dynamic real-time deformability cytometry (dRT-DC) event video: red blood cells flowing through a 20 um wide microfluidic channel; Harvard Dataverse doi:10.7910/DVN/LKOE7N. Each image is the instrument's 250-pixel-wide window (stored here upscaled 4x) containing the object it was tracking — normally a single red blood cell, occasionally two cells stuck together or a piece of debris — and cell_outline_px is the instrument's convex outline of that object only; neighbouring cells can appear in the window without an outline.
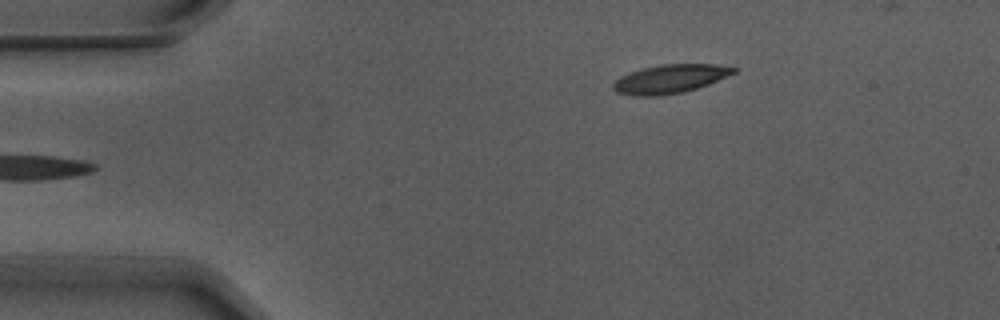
{"species": "Egyptian fruit bat (a non-hibernating species)", "species_latin": "Rousettus aegyptiacus", "temperature_condition": "warm", "stored_images_in_passage": 4, "camera_frame_rate_fps": 3000, "um_per_image_px": 0.085, "animal": {"sex": "male"}, "frame": {"image": 1, "passage_image": 4, "time_ms": 1.0, "image_size_px": [1000, 320], "cell_outline_px": [[736, 72], [708, 84], [684, 92], [660, 96], [636, 96], [616, 92], [612, 88], [612, 84], [620, 76], [644, 68], [660, 64], [712, 64], [736, 68]], "centroid_in_image_um": [56.92, 6.71], "position_along_channel_um": 28.1, "area_um2": 19.94}}